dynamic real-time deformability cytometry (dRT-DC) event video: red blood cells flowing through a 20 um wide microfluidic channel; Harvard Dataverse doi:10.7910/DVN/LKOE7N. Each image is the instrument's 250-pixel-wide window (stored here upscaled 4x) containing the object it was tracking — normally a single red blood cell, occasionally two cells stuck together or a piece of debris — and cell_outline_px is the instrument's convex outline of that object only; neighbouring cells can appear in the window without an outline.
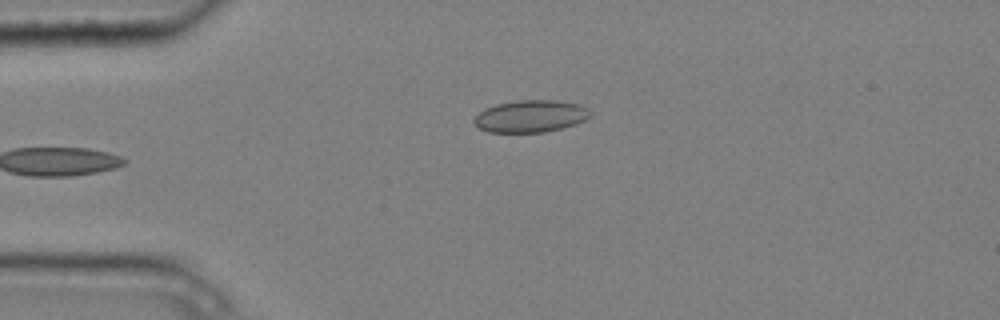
{"species": "common noctule bat (a hibernating species)", "species_latin": "Nyctalus noctula", "temperature_condition": "cold", "stored_images_in_passage": 4, "camera_frame_rate_fps": 3000, "um_per_image_px": 0.085, "animal": {"sex": "male", "body_mass_g": 20.4}, "frame": {"image": 1, "passage_image": 4, "time_ms": 1.0, "image_size_px": [1000, 320], "cell_outline_px": [[592, 112], [584, 120], [576, 124], [544, 132], [488, 132], [480, 128], [472, 120], [484, 108], [496, 104], [520, 100], [556, 100], [580, 104], [588, 108]], "centroid_in_image_um": [45.11, 9.87], "position_along_channel_um": 39.9, "area_um2": 21.68}}